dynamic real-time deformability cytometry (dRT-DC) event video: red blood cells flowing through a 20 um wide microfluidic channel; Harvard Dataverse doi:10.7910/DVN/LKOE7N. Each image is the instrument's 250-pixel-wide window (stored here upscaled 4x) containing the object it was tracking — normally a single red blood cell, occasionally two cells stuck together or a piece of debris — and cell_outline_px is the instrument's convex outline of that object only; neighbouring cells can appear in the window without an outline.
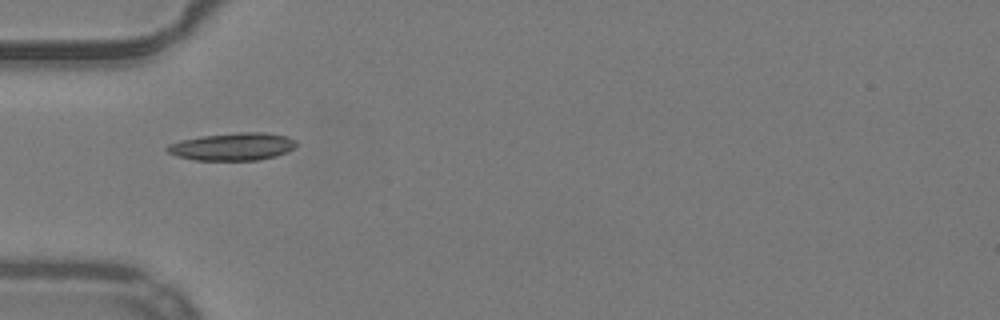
{"species": "common noctule bat (a hibernating species)", "species_latin": "Nyctalus noctula", "temperature_condition": "warm", "stored_images_in_passage": 26, "camera_frame_rate_fps": 3000, "um_per_image_px": 0.085, "animal": {"sex": "male", "body_mass_g": 19.2, "forearm_length_mm": 51.8}, "frame": {"image": 1, "passage_image": 1, "time_ms": 0.0, "image_size_px": [1000, 320], "cell_outline_px": [[296, 144], [288, 152], [276, 156], [260, 160], [196, 160], [180, 156], [168, 152], [164, 148], [168, 144], [180, 140], [200, 136], [236, 132], [268, 132], [288, 136], [296, 140]], "centroid_in_image_um": [19.8, 12.45], "position_along_channel_um": 65.2, "area_um2": 20.92}}
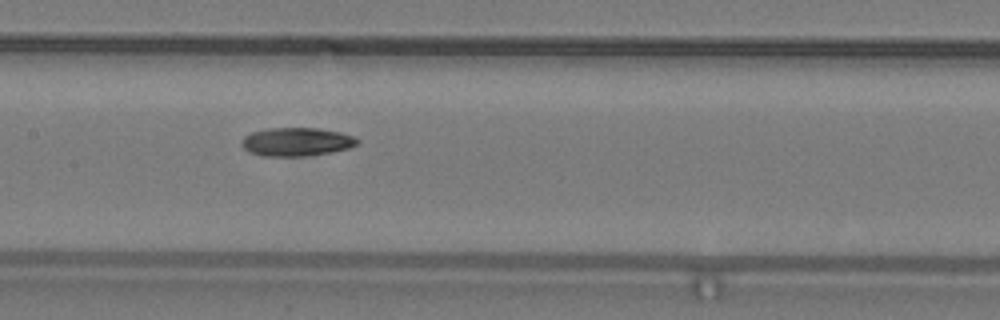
{"frame": {"image": 2, "passage_image": 10, "time_ms": 3.0, "image_size_px": [1000, 320], "cell_outline_px": [[360, 140], [356, 144], [348, 148], [332, 152], [304, 156], [260, 156], [248, 152], [244, 148], [244, 136], [252, 132], [264, 128], [320, 128], [340, 132], [352, 136]], "centroid_in_image_um": [25.2, 12.05], "position_along_channel_um": 182.2, "area_um2": 19.13}}
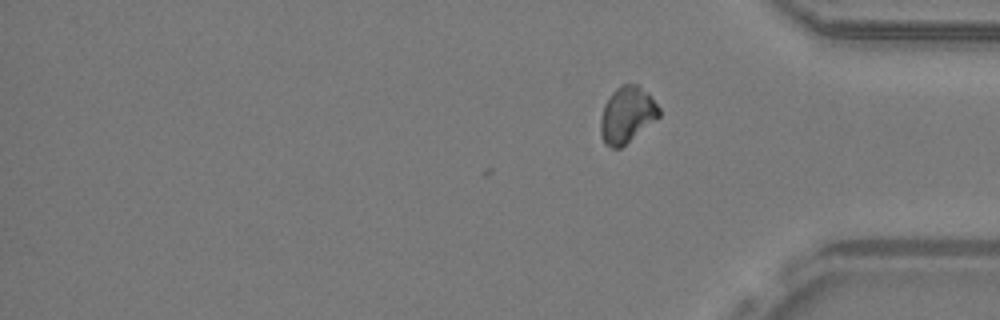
{"frame": {"image": 3, "passage_image": 26, "time_ms": 8.333, "image_size_px": [1000, 320], "cell_outline_px": [[660, 116], [620, 148], [612, 148], [604, 144], [600, 132], [600, 120], [604, 104], [612, 92], [616, 88], [624, 84], [636, 84], [648, 92], [660, 108]], "centroid_in_image_um": [53.28, 9.75], "position_along_channel_um": 381.9, "area_um2": 19.07}, "authors_computed_cell_mechanics": {"area_um2": 19.0451, "velocity_mm_per_s": 3.9191, "shape_relaxation_time_tau1_ms": 6.193, "shape_relaxation_time_tau2_ms": null, "deformation_change_tau1": 0.1573, "deformation_change_tau2": null}}